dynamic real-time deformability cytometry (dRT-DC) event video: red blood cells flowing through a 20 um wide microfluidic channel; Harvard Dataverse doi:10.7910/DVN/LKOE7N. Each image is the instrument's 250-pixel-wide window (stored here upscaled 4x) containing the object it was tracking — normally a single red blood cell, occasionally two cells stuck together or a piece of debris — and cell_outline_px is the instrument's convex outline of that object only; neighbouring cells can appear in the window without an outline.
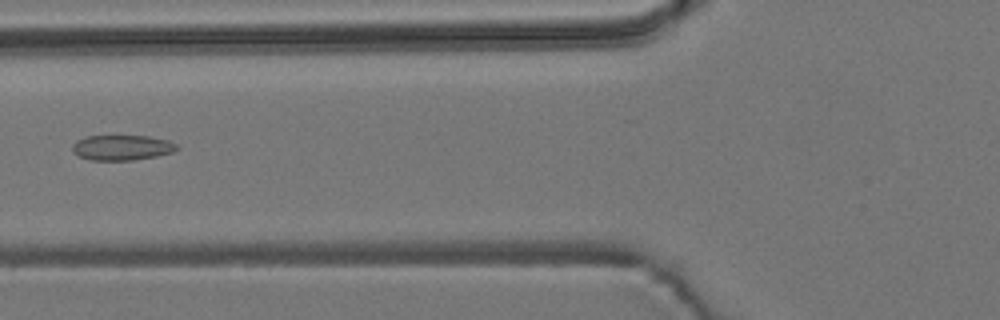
{"species": "common noctule bat (a hibernating species)", "species_latin": "Nyctalus noctula", "temperature_condition": "room temperature", "stored_images_in_passage": 3, "camera_frame_rate_fps": 3000, "um_per_image_px": 0.085, "animal": {"sex": "male", "body_mass_g": 19.2, "forearm_length_mm": 51.8}, "frame": {"image": 1, "passage_image": 3, "time_ms": 0.667, "image_size_px": [1000, 320], "cell_outline_px": [[180, 148], [172, 152], [156, 156], [132, 160], [92, 160], [80, 156], [72, 152], [72, 144], [76, 140], [84, 136], [148, 136], [168, 140], [176, 144]], "centroid_in_image_um": [10.35, 12.54], "position_along_channel_um": 115.5, "area_um2": 15.37}}